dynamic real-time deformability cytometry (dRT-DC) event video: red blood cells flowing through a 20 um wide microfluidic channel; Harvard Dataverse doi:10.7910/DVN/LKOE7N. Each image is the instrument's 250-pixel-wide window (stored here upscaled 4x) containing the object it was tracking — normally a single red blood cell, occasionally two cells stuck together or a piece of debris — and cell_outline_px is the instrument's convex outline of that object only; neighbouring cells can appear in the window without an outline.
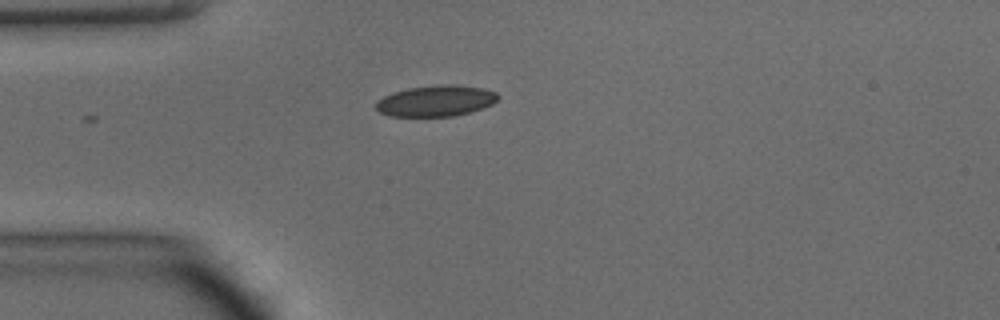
{"species": "common noctule bat (a hibernating species)", "species_latin": "Nyctalus noctula", "temperature_condition": "warm", "stored_images_in_passage": 5, "camera_frame_rate_fps": 3000, "um_per_image_px": 0.085, "animal": {"sex": "male", "body_mass_g": 15.6}, "frame": {"image": 1, "passage_image": 1, "time_ms": 0.0, "image_size_px": [1000, 320], "cell_outline_px": [[500, 96], [492, 104], [468, 112], [452, 116], [388, 116], [380, 112], [376, 108], [376, 100], [392, 92], [408, 88], [440, 84], [452, 84], [480, 88], [496, 92]], "centroid_in_image_um": [37.01, 8.56], "position_along_channel_um": 48.0, "area_um2": 21.91}}